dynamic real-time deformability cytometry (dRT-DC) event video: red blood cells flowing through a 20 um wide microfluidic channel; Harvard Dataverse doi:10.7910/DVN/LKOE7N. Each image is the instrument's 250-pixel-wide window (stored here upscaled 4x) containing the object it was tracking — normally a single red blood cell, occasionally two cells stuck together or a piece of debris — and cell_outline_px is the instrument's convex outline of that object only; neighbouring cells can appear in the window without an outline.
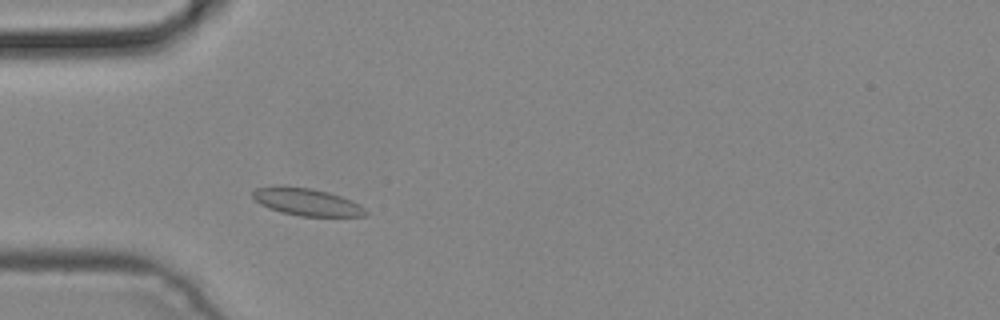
{"species": "common noctule bat (a hibernating species)", "species_latin": "Nyctalus noctula", "temperature_condition": "cold", "stored_images_in_passage": 2, "camera_frame_rate_fps": 3000, "um_per_image_px": 0.085, "animal": {"sex": "male", "body_mass_g": 19.2, "forearm_length_mm": 51.8}, "frame": {"image": 1, "passage_image": 2, "time_ms": 0.333, "image_size_px": [1000, 320], "cell_outline_px": [[368, 212], [364, 216], [300, 216], [280, 212], [268, 208], [260, 204], [252, 196], [252, 192], [256, 188], [276, 184], [280, 184], [312, 188], [328, 192], [352, 200], [360, 204]], "centroid_in_image_um": [26.03, 17.14], "position_along_channel_um": 59.0, "area_um2": 18.32}}